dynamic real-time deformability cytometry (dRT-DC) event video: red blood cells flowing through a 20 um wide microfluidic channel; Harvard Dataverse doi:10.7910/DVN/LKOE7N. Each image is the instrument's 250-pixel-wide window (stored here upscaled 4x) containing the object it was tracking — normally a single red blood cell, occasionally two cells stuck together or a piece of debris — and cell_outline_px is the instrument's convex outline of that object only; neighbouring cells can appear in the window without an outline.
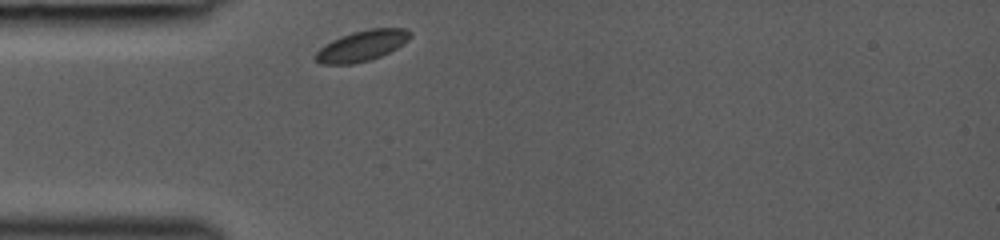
{"species": "common noctule bat (a hibernating species)", "species_latin": "Nyctalus noctula", "temperature_condition": "room temperature", "stored_images_in_passage": 27, "camera_frame_rate_fps": 3000, "um_per_image_px": 0.085, "animal": {"sex": "female", "body_mass_g": 19.0, "forearm_length_mm": 53.3}, "frame": {"image": 1, "passage_image": 1, "time_ms": 0.0, "image_size_px": [1000, 240], "cell_outline_px": [[412, 36], [408, 40], [396, 48], [380, 56], [368, 60], [352, 64], [320, 64], [316, 60], [316, 52], [324, 44], [340, 36], [352, 32], [372, 28], [404, 28], [412, 32]], "centroid_in_image_um": [30.76, 3.88], "position_along_channel_um": 54.2, "area_um2": 16.82}}
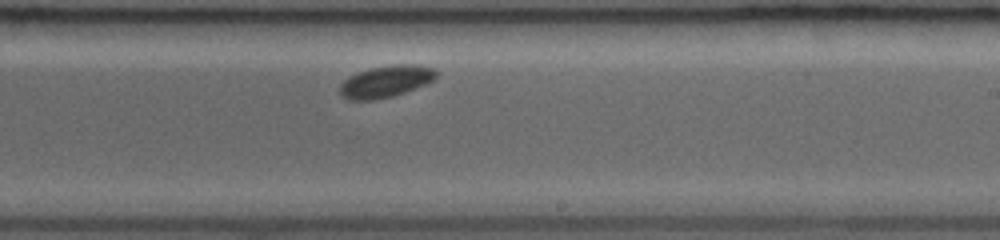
{"frame": {"image": 2, "passage_image": 16, "time_ms": 5.0, "image_size_px": [1000, 240], "cell_outline_px": [[440, 72], [432, 80], [416, 88], [392, 96], [372, 100], [348, 100], [340, 92], [340, 84], [348, 76], [372, 68], [396, 64], [408, 64], [432, 68]], "centroid_in_image_um": [32.78, 6.93], "position_along_channel_um": 256.2, "area_um2": 17.51}}
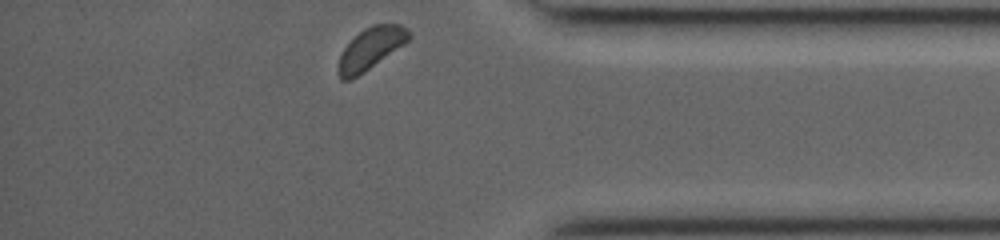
{"frame": {"image": 3, "passage_image": 27, "time_ms": 8.667, "image_size_px": [1000, 240], "cell_outline_px": [[412, 36], [404, 44], [364, 72], [348, 80], [340, 80], [340, 56], [344, 48], [364, 28], [372, 24], [400, 24], [408, 28]], "centroid_in_image_um": [31.57, 4.09], "position_along_channel_um": 403.6, "area_um2": 16.7}}